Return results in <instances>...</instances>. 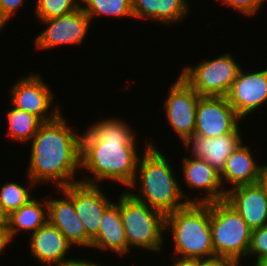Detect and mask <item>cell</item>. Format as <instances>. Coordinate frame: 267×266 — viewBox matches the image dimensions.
<instances>
[{"label":"cell","instance_id":"6da1fadb","mask_svg":"<svg viewBox=\"0 0 267 266\" xmlns=\"http://www.w3.org/2000/svg\"><path fill=\"white\" fill-rule=\"evenodd\" d=\"M128 123L120 116H106L81 132L80 172L86 174L80 176V182L93 185L114 182L125 189L132 184L141 157L137 148L141 137Z\"/></svg>","mask_w":267,"mask_h":266},{"label":"cell","instance_id":"7a4b0ae2","mask_svg":"<svg viewBox=\"0 0 267 266\" xmlns=\"http://www.w3.org/2000/svg\"><path fill=\"white\" fill-rule=\"evenodd\" d=\"M66 121L61 113L43 122L29 143L25 172L37 186L50 182L56 189L80 182L77 175L81 171V133Z\"/></svg>","mask_w":267,"mask_h":266},{"label":"cell","instance_id":"3957f363","mask_svg":"<svg viewBox=\"0 0 267 266\" xmlns=\"http://www.w3.org/2000/svg\"><path fill=\"white\" fill-rule=\"evenodd\" d=\"M145 139L135 179L127 191L137 200L166 216L185 207L188 202L182 196L183 185L176 179L177 173L166 153L155 145V140Z\"/></svg>","mask_w":267,"mask_h":266},{"label":"cell","instance_id":"277c9868","mask_svg":"<svg viewBox=\"0 0 267 266\" xmlns=\"http://www.w3.org/2000/svg\"><path fill=\"white\" fill-rule=\"evenodd\" d=\"M165 232L173 245V258L200 260L215 257L210 226V203H188L167 214Z\"/></svg>","mask_w":267,"mask_h":266},{"label":"cell","instance_id":"5b68a950","mask_svg":"<svg viewBox=\"0 0 267 266\" xmlns=\"http://www.w3.org/2000/svg\"><path fill=\"white\" fill-rule=\"evenodd\" d=\"M115 203L120 208V217L125 230L128 254L131 250H145L160 254L167 239L165 215L134 198L127 190L118 195Z\"/></svg>","mask_w":267,"mask_h":266},{"label":"cell","instance_id":"8992f818","mask_svg":"<svg viewBox=\"0 0 267 266\" xmlns=\"http://www.w3.org/2000/svg\"><path fill=\"white\" fill-rule=\"evenodd\" d=\"M210 226L215 257L243 263L248 255L252 229L242 216L225 200L211 202Z\"/></svg>","mask_w":267,"mask_h":266},{"label":"cell","instance_id":"52a82bcc","mask_svg":"<svg viewBox=\"0 0 267 266\" xmlns=\"http://www.w3.org/2000/svg\"><path fill=\"white\" fill-rule=\"evenodd\" d=\"M242 65L231 53H220L196 65H185L179 74L199 96L226 97Z\"/></svg>","mask_w":267,"mask_h":266},{"label":"cell","instance_id":"ba28073f","mask_svg":"<svg viewBox=\"0 0 267 266\" xmlns=\"http://www.w3.org/2000/svg\"><path fill=\"white\" fill-rule=\"evenodd\" d=\"M44 78L31 70L28 75L17 78L8 93L11 106L37 116L42 122H48L61 114L62 110L55 102V92Z\"/></svg>","mask_w":267,"mask_h":266},{"label":"cell","instance_id":"9c48e42d","mask_svg":"<svg viewBox=\"0 0 267 266\" xmlns=\"http://www.w3.org/2000/svg\"><path fill=\"white\" fill-rule=\"evenodd\" d=\"M167 97L162 101L168 127L176 133L184 144L195 131V116L199 96L182 78L177 76L169 85Z\"/></svg>","mask_w":267,"mask_h":266},{"label":"cell","instance_id":"30bf717a","mask_svg":"<svg viewBox=\"0 0 267 266\" xmlns=\"http://www.w3.org/2000/svg\"><path fill=\"white\" fill-rule=\"evenodd\" d=\"M44 25L42 32L35 36L34 46L36 50L57 49L59 46H81L89 34L92 21L84 12L83 8L70 14L38 21ZM46 27V28H45Z\"/></svg>","mask_w":267,"mask_h":266},{"label":"cell","instance_id":"8fae6325","mask_svg":"<svg viewBox=\"0 0 267 266\" xmlns=\"http://www.w3.org/2000/svg\"><path fill=\"white\" fill-rule=\"evenodd\" d=\"M190 156V157H189ZM182 157V182L188 187V192L181 187V193L188 203H211L225 200L226 190H224L220 173L210 166L205 160L195 158L190 155ZM190 190L202 191L197 196H189ZM188 193V194H187ZM194 197V198H193Z\"/></svg>","mask_w":267,"mask_h":266},{"label":"cell","instance_id":"7c38bea8","mask_svg":"<svg viewBox=\"0 0 267 266\" xmlns=\"http://www.w3.org/2000/svg\"><path fill=\"white\" fill-rule=\"evenodd\" d=\"M61 189L73 200L76 214L84 226L85 233L92 240L99 232L104 212L115 200L103 191L105 189L101 185L77 182Z\"/></svg>","mask_w":267,"mask_h":266},{"label":"cell","instance_id":"4fadbf2b","mask_svg":"<svg viewBox=\"0 0 267 266\" xmlns=\"http://www.w3.org/2000/svg\"><path fill=\"white\" fill-rule=\"evenodd\" d=\"M241 120L226 97L201 96L196 108L194 135L219 137L229 134L240 127Z\"/></svg>","mask_w":267,"mask_h":266},{"label":"cell","instance_id":"5bb4252c","mask_svg":"<svg viewBox=\"0 0 267 266\" xmlns=\"http://www.w3.org/2000/svg\"><path fill=\"white\" fill-rule=\"evenodd\" d=\"M262 69V70H261ZM237 115L246 119L267 104V68L240 69L226 96Z\"/></svg>","mask_w":267,"mask_h":266},{"label":"cell","instance_id":"9a60e30c","mask_svg":"<svg viewBox=\"0 0 267 266\" xmlns=\"http://www.w3.org/2000/svg\"><path fill=\"white\" fill-rule=\"evenodd\" d=\"M59 198H49L48 222L57 227L74 248H91L92 240L86 235L84 226L76 214L73 200L61 189L56 188Z\"/></svg>","mask_w":267,"mask_h":266},{"label":"cell","instance_id":"2e32d148","mask_svg":"<svg viewBox=\"0 0 267 266\" xmlns=\"http://www.w3.org/2000/svg\"><path fill=\"white\" fill-rule=\"evenodd\" d=\"M239 127L235 132L219 137L191 136L182 146L185 152H189L195 158L205 160L216 171L221 173L228 157L243 142Z\"/></svg>","mask_w":267,"mask_h":266},{"label":"cell","instance_id":"e0dca14e","mask_svg":"<svg viewBox=\"0 0 267 266\" xmlns=\"http://www.w3.org/2000/svg\"><path fill=\"white\" fill-rule=\"evenodd\" d=\"M225 201L242 216L252 230L267 225V189L260 182L227 190Z\"/></svg>","mask_w":267,"mask_h":266},{"label":"cell","instance_id":"ac0fdd59","mask_svg":"<svg viewBox=\"0 0 267 266\" xmlns=\"http://www.w3.org/2000/svg\"><path fill=\"white\" fill-rule=\"evenodd\" d=\"M30 255L43 266H62L75 249L59 229L49 222L29 236ZM73 250V251H72Z\"/></svg>","mask_w":267,"mask_h":266},{"label":"cell","instance_id":"d6986e66","mask_svg":"<svg viewBox=\"0 0 267 266\" xmlns=\"http://www.w3.org/2000/svg\"><path fill=\"white\" fill-rule=\"evenodd\" d=\"M253 153L252 147L243 141L228 157L220 173L224 190L260 182L261 163L257 162ZM227 185L229 188L225 187Z\"/></svg>","mask_w":267,"mask_h":266},{"label":"cell","instance_id":"ffe728a7","mask_svg":"<svg viewBox=\"0 0 267 266\" xmlns=\"http://www.w3.org/2000/svg\"><path fill=\"white\" fill-rule=\"evenodd\" d=\"M188 0H132L134 20H150L159 25L177 26L191 13Z\"/></svg>","mask_w":267,"mask_h":266},{"label":"cell","instance_id":"44dd1931","mask_svg":"<svg viewBox=\"0 0 267 266\" xmlns=\"http://www.w3.org/2000/svg\"><path fill=\"white\" fill-rule=\"evenodd\" d=\"M36 196L8 215L5 237L9 245L19 234L28 233L30 235L48 222L47 196L43 199L41 197L38 199Z\"/></svg>","mask_w":267,"mask_h":266},{"label":"cell","instance_id":"7402d4cb","mask_svg":"<svg viewBox=\"0 0 267 266\" xmlns=\"http://www.w3.org/2000/svg\"><path fill=\"white\" fill-rule=\"evenodd\" d=\"M98 234L92 239L91 249L114 253L115 257L128 254L125 230L120 217V208L114 202L103 214Z\"/></svg>","mask_w":267,"mask_h":266},{"label":"cell","instance_id":"603a6c76","mask_svg":"<svg viewBox=\"0 0 267 266\" xmlns=\"http://www.w3.org/2000/svg\"><path fill=\"white\" fill-rule=\"evenodd\" d=\"M6 115L8 126L6 136L9 140L19 144L27 145L43 123L37 116L13 106L7 111Z\"/></svg>","mask_w":267,"mask_h":266},{"label":"cell","instance_id":"cb8c5ba5","mask_svg":"<svg viewBox=\"0 0 267 266\" xmlns=\"http://www.w3.org/2000/svg\"><path fill=\"white\" fill-rule=\"evenodd\" d=\"M81 7L92 23L96 18L102 17L134 19L132 0H81Z\"/></svg>","mask_w":267,"mask_h":266},{"label":"cell","instance_id":"d4e9b609","mask_svg":"<svg viewBox=\"0 0 267 266\" xmlns=\"http://www.w3.org/2000/svg\"><path fill=\"white\" fill-rule=\"evenodd\" d=\"M26 178V180H28V186L12 180L5 182L4 185L2 183L0 187V202L8 215L14 210L19 209L35 196V193H33L35 189L33 187L36 188L39 186H37L28 175H26Z\"/></svg>","mask_w":267,"mask_h":266},{"label":"cell","instance_id":"484cf974","mask_svg":"<svg viewBox=\"0 0 267 266\" xmlns=\"http://www.w3.org/2000/svg\"><path fill=\"white\" fill-rule=\"evenodd\" d=\"M33 15L37 21L49 20L81 8V0H34Z\"/></svg>","mask_w":267,"mask_h":266},{"label":"cell","instance_id":"4316f807","mask_svg":"<svg viewBox=\"0 0 267 266\" xmlns=\"http://www.w3.org/2000/svg\"><path fill=\"white\" fill-rule=\"evenodd\" d=\"M251 257L255 260L267 257V225L252 230L247 259H252Z\"/></svg>","mask_w":267,"mask_h":266},{"label":"cell","instance_id":"83f0119b","mask_svg":"<svg viewBox=\"0 0 267 266\" xmlns=\"http://www.w3.org/2000/svg\"><path fill=\"white\" fill-rule=\"evenodd\" d=\"M218 1V0H217ZM225 6L237 11L242 16H247V18H252L257 16L259 11L267 0H219Z\"/></svg>","mask_w":267,"mask_h":266},{"label":"cell","instance_id":"f1b7e54d","mask_svg":"<svg viewBox=\"0 0 267 266\" xmlns=\"http://www.w3.org/2000/svg\"><path fill=\"white\" fill-rule=\"evenodd\" d=\"M25 2L26 0H0V30L11 22L12 17L17 16Z\"/></svg>","mask_w":267,"mask_h":266},{"label":"cell","instance_id":"f546056e","mask_svg":"<svg viewBox=\"0 0 267 266\" xmlns=\"http://www.w3.org/2000/svg\"><path fill=\"white\" fill-rule=\"evenodd\" d=\"M198 266H242L240 262L225 258V257H213L209 259L198 260Z\"/></svg>","mask_w":267,"mask_h":266},{"label":"cell","instance_id":"4dcf8cb0","mask_svg":"<svg viewBox=\"0 0 267 266\" xmlns=\"http://www.w3.org/2000/svg\"><path fill=\"white\" fill-rule=\"evenodd\" d=\"M62 266H104L100 262H97L96 259L94 261V258L91 260V258L87 259H80V258H73L67 259ZM106 266V265H105Z\"/></svg>","mask_w":267,"mask_h":266},{"label":"cell","instance_id":"1f68e13d","mask_svg":"<svg viewBox=\"0 0 267 266\" xmlns=\"http://www.w3.org/2000/svg\"><path fill=\"white\" fill-rule=\"evenodd\" d=\"M172 263L169 266H198V260H181L171 258Z\"/></svg>","mask_w":267,"mask_h":266},{"label":"cell","instance_id":"d6a6232c","mask_svg":"<svg viewBox=\"0 0 267 266\" xmlns=\"http://www.w3.org/2000/svg\"><path fill=\"white\" fill-rule=\"evenodd\" d=\"M8 225V214L0 202V228L5 232Z\"/></svg>","mask_w":267,"mask_h":266},{"label":"cell","instance_id":"836d02e7","mask_svg":"<svg viewBox=\"0 0 267 266\" xmlns=\"http://www.w3.org/2000/svg\"><path fill=\"white\" fill-rule=\"evenodd\" d=\"M9 246L10 245L8 244L6 237H5V232L0 228V255L3 256L5 251L8 250L7 247H9Z\"/></svg>","mask_w":267,"mask_h":266},{"label":"cell","instance_id":"e575fe53","mask_svg":"<svg viewBox=\"0 0 267 266\" xmlns=\"http://www.w3.org/2000/svg\"><path fill=\"white\" fill-rule=\"evenodd\" d=\"M260 183L267 189V164H261Z\"/></svg>","mask_w":267,"mask_h":266},{"label":"cell","instance_id":"d590c367","mask_svg":"<svg viewBox=\"0 0 267 266\" xmlns=\"http://www.w3.org/2000/svg\"><path fill=\"white\" fill-rule=\"evenodd\" d=\"M253 263H254V265H252V266H267V257H262L260 259H256V261Z\"/></svg>","mask_w":267,"mask_h":266}]
</instances>
